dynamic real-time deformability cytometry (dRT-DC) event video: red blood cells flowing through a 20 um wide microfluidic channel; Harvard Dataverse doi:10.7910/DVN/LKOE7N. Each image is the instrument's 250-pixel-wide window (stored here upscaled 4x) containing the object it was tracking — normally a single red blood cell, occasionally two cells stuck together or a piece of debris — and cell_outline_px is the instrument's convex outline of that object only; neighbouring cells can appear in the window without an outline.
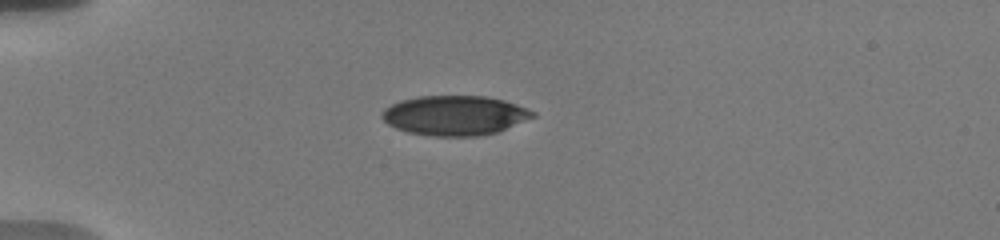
{"species": "human", "species_latin": "Homo sapiens", "temperature_condition": "warm", "stored_images_in_passage": 41, "camera_frame_rate_fps": 3000, "um_per_image_px": 0.085, "donor": {"sex": "male"}, "frame": {"image": 1, "passage_image": 1, "time_ms": 0.0, "image_size_px": [1000, 240], "cell_outline_px": [[536, 116], [496, 132], [476, 136], [432, 136], [408, 132], [396, 128], [388, 124], [380, 116], [380, 112], [384, 108], [400, 100], [416, 96], [484, 96], [504, 100], [528, 108], [536, 112]], "centroid_in_image_um": [38.63, 9.8], "position_along_channel_um": 46.4, "area_um2": 34.91}}
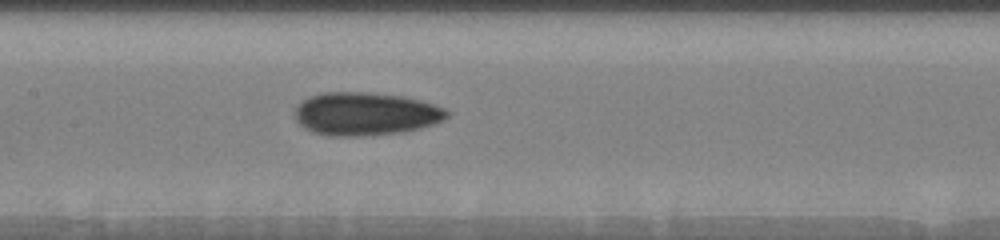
{"frame": {"image": 2, "passage_image": 14, "time_ms": 4.333, "image_size_px": [1000, 240], "cell_outline_px": [[452, 112], [444, 120], [436, 124], [404, 132], [364, 136], [328, 136], [312, 132], [304, 128], [296, 120], [296, 104], [308, 96], [324, 92], [360, 92], [404, 96], [420, 100], [444, 108]], "centroid_in_image_um": [31.08, 9.68], "position_along_channel_um": 176.3, "area_um2": 38.55}}
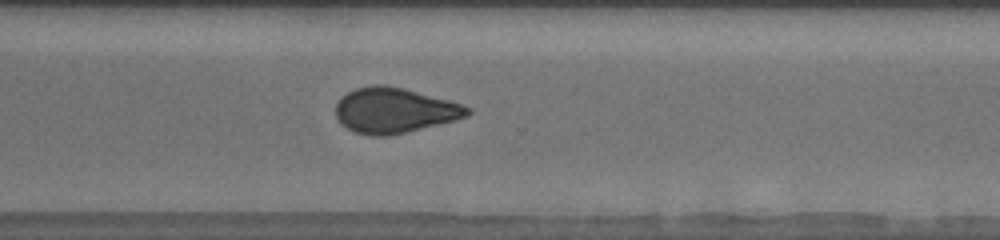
{"frame": {"image": 3, "passage_image": 27, "time_ms": 8.667, "image_size_px": [1000, 240], "cell_outline_px": [[472, 112], [468, 116], [388, 136], [372, 136], [356, 132], [340, 124], [336, 116], [336, 104], [340, 96], [356, 88], [372, 84], [384, 84], [404, 88], [448, 100], [472, 108]], "centroid_in_image_um": [33.48, 9.36], "position_along_channel_um": 337.1, "area_um2": 34.51}, "authors_computed_cell_mechanics": {"area_um2": 35.3736, "velocity_mm_per_s": 3.7246, "shape_relaxation_time_tau1_ms": 5.3987, "shape_relaxation_time_tau2_ms": 5.1468, "deformation_change_tau1": 0.1348, "deformation_change_tau2": 0.1041}}